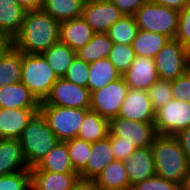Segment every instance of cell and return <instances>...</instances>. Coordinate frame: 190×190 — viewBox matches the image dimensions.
I'll return each mask as SVG.
<instances>
[{
	"instance_id": "ffe728a7",
	"label": "cell",
	"mask_w": 190,
	"mask_h": 190,
	"mask_svg": "<svg viewBox=\"0 0 190 190\" xmlns=\"http://www.w3.org/2000/svg\"><path fill=\"white\" fill-rule=\"evenodd\" d=\"M114 160L115 158L108 136L91 143L90 157L87 161L86 168L79 174V177L94 179L98 173Z\"/></svg>"
},
{
	"instance_id": "f35d334b",
	"label": "cell",
	"mask_w": 190,
	"mask_h": 190,
	"mask_svg": "<svg viewBox=\"0 0 190 190\" xmlns=\"http://www.w3.org/2000/svg\"><path fill=\"white\" fill-rule=\"evenodd\" d=\"M175 39L190 50V2L179 12L178 30Z\"/></svg>"
},
{
	"instance_id": "9a60e30c",
	"label": "cell",
	"mask_w": 190,
	"mask_h": 190,
	"mask_svg": "<svg viewBox=\"0 0 190 190\" xmlns=\"http://www.w3.org/2000/svg\"><path fill=\"white\" fill-rule=\"evenodd\" d=\"M39 108H0V139H18Z\"/></svg>"
},
{
	"instance_id": "6da1fadb",
	"label": "cell",
	"mask_w": 190,
	"mask_h": 190,
	"mask_svg": "<svg viewBox=\"0 0 190 190\" xmlns=\"http://www.w3.org/2000/svg\"><path fill=\"white\" fill-rule=\"evenodd\" d=\"M60 22L43 9L26 11L13 45L22 53L42 54L60 41Z\"/></svg>"
},
{
	"instance_id": "8d00e7d4",
	"label": "cell",
	"mask_w": 190,
	"mask_h": 190,
	"mask_svg": "<svg viewBox=\"0 0 190 190\" xmlns=\"http://www.w3.org/2000/svg\"><path fill=\"white\" fill-rule=\"evenodd\" d=\"M88 75L89 63L76 56L69 66L64 78L74 84L87 87Z\"/></svg>"
},
{
	"instance_id": "836d02e7",
	"label": "cell",
	"mask_w": 190,
	"mask_h": 190,
	"mask_svg": "<svg viewBox=\"0 0 190 190\" xmlns=\"http://www.w3.org/2000/svg\"><path fill=\"white\" fill-rule=\"evenodd\" d=\"M135 57L132 45L113 44L108 59L122 76L128 70Z\"/></svg>"
},
{
	"instance_id": "f546056e",
	"label": "cell",
	"mask_w": 190,
	"mask_h": 190,
	"mask_svg": "<svg viewBox=\"0 0 190 190\" xmlns=\"http://www.w3.org/2000/svg\"><path fill=\"white\" fill-rule=\"evenodd\" d=\"M58 78L64 77L76 57V52L61 41L42 53Z\"/></svg>"
},
{
	"instance_id": "681fc988",
	"label": "cell",
	"mask_w": 190,
	"mask_h": 190,
	"mask_svg": "<svg viewBox=\"0 0 190 190\" xmlns=\"http://www.w3.org/2000/svg\"><path fill=\"white\" fill-rule=\"evenodd\" d=\"M0 37H10V36L4 34V33L2 32V30L0 29Z\"/></svg>"
},
{
	"instance_id": "d6986e66",
	"label": "cell",
	"mask_w": 190,
	"mask_h": 190,
	"mask_svg": "<svg viewBox=\"0 0 190 190\" xmlns=\"http://www.w3.org/2000/svg\"><path fill=\"white\" fill-rule=\"evenodd\" d=\"M0 108H40V102L22 83H12L0 88Z\"/></svg>"
},
{
	"instance_id": "3957f363",
	"label": "cell",
	"mask_w": 190,
	"mask_h": 190,
	"mask_svg": "<svg viewBox=\"0 0 190 190\" xmlns=\"http://www.w3.org/2000/svg\"><path fill=\"white\" fill-rule=\"evenodd\" d=\"M19 141L29 168L37 166L45 155L58 143V139L40 111L28 122Z\"/></svg>"
},
{
	"instance_id": "ab89813d",
	"label": "cell",
	"mask_w": 190,
	"mask_h": 190,
	"mask_svg": "<svg viewBox=\"0 0 190 190\" xmlns=\"http://www.w3.org/2000/svg\"><path fill=\"white\" fill-rule=\"evenodd\" d=\"M173 99L190 102V71L171 81Z\"/></svg>"
},
{
	"instance_id": "f1b7e54d",
	"label": "cell",
	"mask_w": 190,
	"mask_h": 190,
	"mask_svg": "<svg viewBox=\"0 0 190 190\" xmlns=\"http://www.w3.org/2000/svg\"><path fill=\"white\" fill-rule=\"evenodd\" d=\"M86 0H44L43 10L58 22L82 17Z\"/></svg>"
},
{
	"instance_id": "60d3db41",
	"label": "cell",
	"mask_w": 190,
	"mask_h": 190,
	"mask_svg": "<svg viewBox=\"0 0 190 190\" xmlns=\"http://www.w3.org/2000/svg\"><path fill=\"white\" fill-rule=\"evenodd\" d=\"M107 136L110 138L114 158L117 160L126 161L137 149L133 144L122 141L119 137L112 136L109 133Z\"/></svg>"
},
{
	"instance_id": "d6a6232c",
	"label": "cell",
	"mask_w": 190,
	"mask_h": 190,
	"mask_svg": "<svg viewBox=\"0 0 190 190\" xmlns=\"http://www.w3.org/2000/svg\"><path fill=\"white\" fill-rule=\"evenodd\" d=\"M66 144L72 167L79 175L86 168L91 154V143L76 137L66 141Z\"/></svg>"
},
{
	"instance_id": "4dcf8cb0",
	"label": "cell",
	"mask_w": 190,
	"mask_h": 190,
	"mask_svg": "<svg viewBox=\"0 0 190 190\" xmlns=\"http://www.w3.org/2000/svg\"><path fill=\"white\" fill-rule=\"evenodd\" d=\"M113 44L107 33H95L88 44L76 51V56L87 63L108 58Z\"/></svg>"
},
{
	"instance_id": "c3c4849f",
	"label": "cell",
	"mask_w": 190,
	"mask_h": 190,
	"mask_svg": "<svg viewBox=\"0 0 190 190\" xmlns=\"http://www.w3.org/2000/svg\"><path fill=\"white\" fill-rule=\"evenodd\" d=\"M181 190H190V169L182 181Z\"/></svg>"
},
{
	"instance_id": "7402d4cb",
	"label": "cell",
	"mask_w": 190,
	"mask_h": 190,
	"mask_svg": "<svg viewBox=\"0 0 190 190\" xmlns=\"http://www.w3.org/2000/svg\"><path fill=\"white\" fill-rule=\"evenodd\" d=\"M30 171L76 173L70 162L66 142L58 141L37 166L30 168Z\"/></svg>"
},
{
	"instance_id": "8fae6325",
	"label": "cell",
	"mask_w": 190,
	"mask_h": 190,
	"mask_svg": "<svg viewBox=\"0 0 190 190\" xmlns=\"http://www.w3.org/2000/svg\"><path fill=\"white\" fill-rule=\"evenodd\" d=\"M155 129L157 134L176 135L190 126V102L171 99L156 111Z\"/></svg>"
},
{
	"instance_id": "9c48e42d",
	"label": "cell",
	"mask_w": 190,
	"mask_h": 190,
	"mask_svg": "<svg viewBox=\"0 0 190 190\" xmlns=\"http://www.w3.org/2000/svg\"><path fill=\"white\" fill-rule=\"evenodd\" d=\"M109 134L136 148L150 147L157 135L154 122H137L121 117L109 119Z\"/></svg>"
},
{
	"instance_id": "7bdbcfd3",
	"label": "cell",
	"mask_w": 190,
	"mask_h": 190,
	"mask_svg": "<svg viewBox=\"0 0 190 190\" xmlns=\"http://www.w3.org/2000/svg\"><path fill=\"white\" fill-rule=\"evenodd\" d=\"M175 136L177 137L181 148L190 163V126L180 130Z\"/></svg>"
},
{
	"instance_id": "d4e9b609",
	"label": "cell",
	"mask_w": 190,
	"mask_h": 190,
	"mask_svg": "<svg viewBox=\"0 0 190 190\" xmlns=\"http://www.w3.org/2000/svg\"><path fill=\"white\" fill-rule=\"evenodd\" d=\"M121 77L116 67L108 58L89 63L87 88L90 93L105 87L108 83Z\"/></svg>"
},
{
	"instance_id": "7dc6e473",
	"label": "cell",
	"mask_w": 190,
	"mask_h": 190,
	"mask_svg": "<svg viewBox=\"0 0 190 190\" xmlns=\"http://www.w3.org/2000/svg\"><path fill=\"white\" fill-rule=\"evenodd\" d=\"M13 46L11 37H0V59Z\"/></svg>"
},
{
	"instance_id": "f6af8a7d",
	"label": "cell",
	"mask_w": 190,
	"mask_h": 190,
	"mask_svg": "<svg viewBox=\"0 0 190 190\" xmlns=\"http://www.w3.org/2000/svg\"><path fill=\"white\" fill-rule=\"evenodd\" d=\"M148 2L166 6L167 8L180 12L190 2V0H148Z\"/></svg>"
},
{
	"instance_id": "ac0fdd59",
	"label": "cell",
	"mask_w": 190,
	"mask_h": 190,
	"mask_svg": "<svg viewBox=\"0 0 190 190\" xmlns=\"http://www.w3.org/2000/svg\"><path fill=\"white\" fill-rule=\"evenodd\" d=\"M30 169L18 139H0V176Z\"/></svg>"
},
{
	"instance_id": "2e32d148",
	"label": "cell",
	"mask_w": 190,
	"mask_h": 190,
	"mask_svg": "<svg viewBox=\"0 0 190 190\" xmlns=\"http://www.w3.org/2000/svg\"><path fill=\"white\" fill-rule=\"evenodd\" d=\"M124 167L131 187L156 175L155 162L151 147L137 148L126 161Z\"/></svg>"
},
{
	"instance_id": "4316f807",
	"label": "cell",
	"mask_w": 190,
	"mask_h": 190,
	"mask_svg": "<svg viewBox=\"0 0 190 190\" xmlns=\"http://www.w3.org/2000/svg\"><path fill=\"white\" fill-rule=\"evenodd\" d=\"M169 40L170 38L163 34L139 29L132 47L135 56L153 59Z\"/></svg>"
},
{
	"instance_id": "ee69618b",
	"label": "cell",
	"mask_w": 190,
	"mask_h": 190,
	"mask_svg": "<svg viewBox=\"0 0 190 190\" xmlns=\"http://www.w3.org/2000/svg\"><path fill=\"white\" fill-rule=\"evenodd\" d=\"M94 179L78 177L70 190H100Z\"/></svg>"
},
{
	"instance_id": "277c9868",
	"label": "cell",
	"mask_w": 190,
	"mask_h": 190,
	"mask_svg": "<svg viewBox=\"0 0 190 190\" xmlns=\"http://www.w3.org/2000/svg\"><path fill=\"white\" fill-rule=\"evenodd\" d=\"M58 76L42 54L22 53L21 82L30 90L39 102L49 95Z\"/></svg>"
},
{
	"instance_id": "44dd1931",
	"label": "cell",
	"mask_w": 190,
	"mask_h": 190,
	"mask_svg": "<svg viewBox=\"0 0 190 190\" xmlns=\"http://www.w3.org/2000/svg\"><path fill=\"white\" fill-rule=\"evenodd\" d=\"M77 173L31 171L32 190H70L78 179Z\"/></svg>"
},
{
	"instance_id": "4fadbf2b",
	"label": "cell",
	"mask_w": 190,
	"mask_h": 190,
	"mask_svg": "<svg viewBox=\"0 0 190 190\" xmlns=\"http://www.w3.org/2000/svg\"><path fill=\"white\" fill-rule=\"evenodd\" d=\"M155 115L147 91L128 89L117 117L137 122H155Z\"/></svg>"
},
{
	"instance_id": "30bf717a",
	"label": "cell",
	"mask_w": 190,
	"mask_h": 190,
	"mask_svg": "<svg viewBox=\"0 0 190 190\" xmlns=\"http://www.w3.org/2000/svg\"><path fill=\"white\" fill-rule=\"evenodd\" d=\"M90 96L91 93L87 87L74 84L61 77L53 84L49 95L40 102V105L90 109Z\"/></svg>"
},
{
	"instance_id": "5bb4252c",
	"label": "cell",
	"mask_w": 190,
	"mask_h": 190,
	"mask_svg": "<svg viewBox=\"0 0 190 190\" xmlns=\"http://www.w3.org/2000/svg\"><path fill=\"white\" fill-rule=\"evenodd\" d=\"M129 89L147 91L158 79L154 59L136 56L122 75Z\"/></svg>"
},
{
	"instance_id": "b9f144b4",
	"label": "cell",
	"mask_w": 190,
	"mask_h": 190,
	"mask_svg": "<svg viewBox=\"0 0 190 190\" xmlns=\"http://www.w3.org/2000/svg\"><path fill=\"white\" fill-rule=\"evenodd\" d=\"M127 16H134L136 11L148 0H111Z\"/></svg>"
},
{
	"instance_id": "ba28073f",
	"label": "cell",
	"mask_w": 190,
	"mask_h": 190,
	"mask_svg": "<svg viewBox=\"0 0 190 190\" xmlns=\"http://www.w3.org/2000/svg\"><path fill=\"white\" fill-rule=\"evenodd\" d=\"M128 89L123 76H121L105 87L91 92L90 110L108 120L117 117Z\"/></svg>"
},
{
	"instance_id": "cb8c5ba5",
	"label": "cell",
	"mask_w": 190,
	"mask_h": 190,
	"mask_svg": "<svg viewBox=\"0 0 190 190\" xmlns=\"http://www.w3.org/2000/svg\"><path fill=\"white\" fill-rule=\"evenodd\" d=\"M26 11L16 0H0V29L12 39L20 32Z\"/></svg>"
},
{
	"instance_id": "83f0119b",
	"label": "cell",
	"mask_w": 190,
	"mask_h": 190,
	"mask_svg": "<svg viewBox=\"0 0 190 190\" xmlns=\"http://www.w3.org/2000/svg\"><path fill=\"white\" fill-rule=\"evenodd\" d=\"M109 120L97 112L89 110L80 126L77 138L94 143L104 139L108 133Z\"/></svg>"
},
{
	"instance_id": "e0dca14e",
	"label": "cell",
	"mask_w": 190,
	"mask_h": 190,
	"mask_svg": "<svg viewBox=\"0 0 190 190\" xmlns=\"http://www.w3.org/2000/svg\"><path fill=\"white\" fill-rule=\"evenodd\" d=\"M60 41L75 52L83 48L93 38L95 32L83 17L60 22Z\"/></svg>"
},
{
	"instance_id": "d590c367",
	"label": "cell",
	"mask_w": 190,
	"mask_h": 190,
	"mask_svg": "<svg viewBox=\"0 0 190 190\" xmlns=\"http://www.w3.org/2000/svg\"><path fill=\"white\" fill-rule=\"evenodd\" d=\"M0 190H32L30 169L0 176Z\"/></svg>"
},
{
	"instance_id": "7a4b0ae2",
	"label": "cell",
	"mask_w": 190,
	"mask_h": 190,
	"mask_svg": "<svg viewBox=\"0 0 190 190\" xmlns=\"http://www.w3.org/2000/svg\"><path fill=\"white\" fill-rule=\"evenodd\" d=\"M156 176L182 184L190 163L175 135L157 134L151 144Z\"/></svg>"
},
{
	"instance_id": "7c38bea8",
	"label": "cell",
	"mask_w": 190,
	"mask_h": 190,
	"mask_svg": "<svg viewBox=\"0 0 190 190\" xmlns=\"http://www.w3.org/2000/svg\"><path fill=\"white\" fill-rule=\"evenodd\" d=\"M124 14L111 0H86L83 19L95 33H107L109 28Z\"/></svg>"
},
{
	"instance_id": "bcb514c9",
	"label": "cell",
	"mask_w": 190,
	"mask_h": 190,
	"mask_svg": "<svg viewBox=\"0 0 190 190\" xmlns=\"http://www.w3.org/2000/svg\"><path fill=\"white\" fill-rule=\"evenodd\" d=\"M25 11L40 10L43 8V0H16Z\"/></svg>"
},
{
	"instance_id": "5b68a950",
	"label": "cell",
	"mask_w": 190,
	"mask_h": 190,
	"mask_svg": "<svg viewBox=\"0 0 190 190\" xmlns=\"http://www.w3.org/2000/svg\"><path fill=\"white\" fill-rule=\"evenodd\" d=\"M134 17L140 30L160 33L170 39H175L178 30L179 11L146 2L136 11Z\"/></svg>"
},
{
	"instance_id": "603a6c76",
	"label": "cell",
	"mask_w": 190,
	"mask_h": 190,
	"mask_svg": "<svg viewBox=\"0 0 190 190\" xmlns=\"http://www.w3.org/2000/svg\"><path fill=\"white\" fill-rule=\"evenodd\" d=\"M96 184L101 189L108 190H130L127 170L124 161L115 159L113 162L98 173L94 178Z\"/></svg>"
},
{
	"instance_id": "74e56055",
	"label": "cell",
	"mask_w": 190,
	"mask_h": 190,
	"mask_svg": "<svg viewBox=\"0 0 190 190\" xmlns=\"http://www.w3.org/2000/svg\"><path fill=\"white\" fill-rule=\"evenodd\" d=\"M131 190H181V184L155 175L134 184Z\"/></svg>"
},
{
	"instance_id": "1f68e13d",
	"label": "cell",
	"mask_w": 190,
	"mask_h": 190,
	"mask_svg": "<svg viewBox=\"0 0 190 190\" xmlns=\"http://www.w3.org/2000/svg\"><path fill=\"white\" fill-rule=\"evenodd\" d=\"M138 30L135 17L124 15L109 28L107 34L114 44L132 45Z\"/></svg>"
},
{
	"instance_id": "52a82bcc",
	"label": "cell",
	"mask_w": 190,
	"mask_h": 190,
	"mask_svg": "<svg viewBox=\"0 0 190 190\" xmlns=\"http://www.w3.org/2000/svg\"><path fill=\"white\" fill-rule=\"evenodd\" d=\"M153 59L159 79L172 81L189 70L190 50L170 39Z\"/></svg>"
},
{
	"instance_id": "484cf974",
	"label": "cell",
	"mask_w": 190,
	"mask_h": 190,
	"mask_svg": "<svg viewBox=\"0 0 190 190\" xmlns=\"http://www.w3.org/2000/svg\"><path fill=\"white\" fill-rule=\"evenodd\" d=\"M22 79V52L14 45L0 59V88Z\"/></svg>"
},
{
	"instance_id": "8992f818",
	"label": "cell",
	"mask_w": 190,
	"mask_h": 190,
	"mask_svg": "<svg viewBox=\"0 0 190 190\" xmlns=\"http://www.w3.org/2000/svg\"><path fill=\"white\" fill-rule=\"evenodd\" d=\"M90 109L40 105L39 111L46 118L58 141L66 142L77 137L86 113Z\"/></svg>"
},
{
	"instance_id": "e575fe53",
	"label": "cell",
	"mask_w": 190,
	"mask_h": 190,
	"mask_svg": "<svg viewBox=\"0 0 190 190\" xmlns=\"http://www.w3.org/2000/svg\"><path fill=\"white\" fill-rule=\"evenodd\" d=\"M148 97L155 112L173 99L171 81L158 79L148 90Z\"/></svg>"
}]
</instances>
